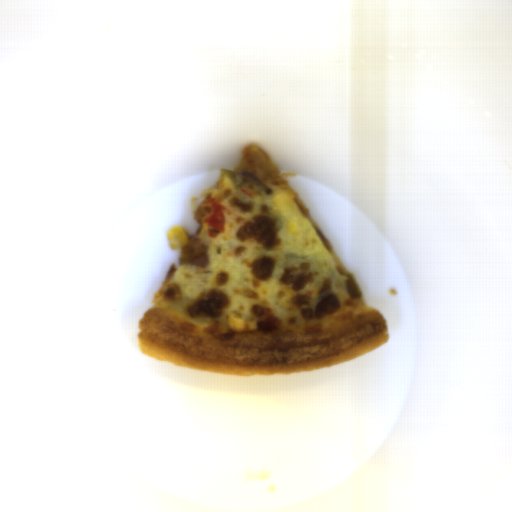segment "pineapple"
I'll list each match as a JSON object with an SVG mask.
<instances>
[{"instance_id": "1", "label": "pineapple", "mask_w": 512, "mask_h": 512, "mask_svg": "<svg viewBox=\"0 0 512 512\" xmlns=\"http://www.w3.org/2000/svg\"><path fill=\"white\" fill-rule=\"evenodd\" d=\"M232 172L234 173V177L239 176L238 173H252L263 182L277 178L282 171L264 149L255 142L247 144L243 148L241 160Z\"/></svg>"}]
</instances>
